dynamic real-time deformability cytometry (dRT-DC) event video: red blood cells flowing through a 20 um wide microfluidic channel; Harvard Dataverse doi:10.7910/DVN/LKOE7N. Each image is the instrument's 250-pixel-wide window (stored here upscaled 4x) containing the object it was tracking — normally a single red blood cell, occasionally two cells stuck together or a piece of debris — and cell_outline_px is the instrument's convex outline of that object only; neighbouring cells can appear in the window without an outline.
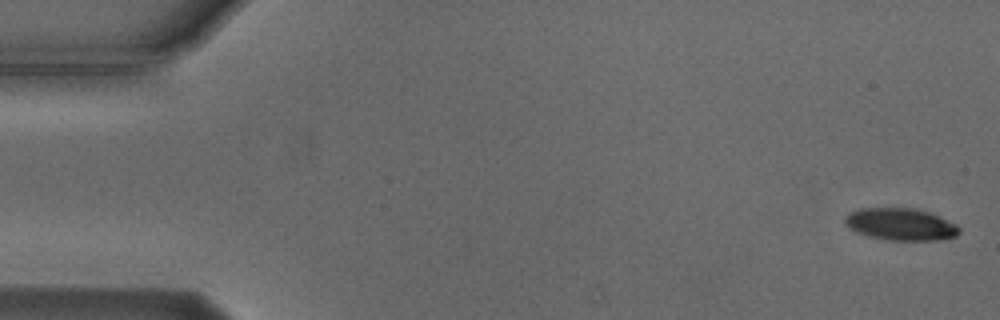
{"species": "Egyptian fruit bat (a non-hibernating species)", "species_latin": "Rousettus aegyptiacus", "temperature_condition": "cold", "stored_images_in_passage": 5, "camera_frame_rate_fps": 3000, "um_per_image_px": 0.085, "animal": {"sex": "male"}, "frame": {"image": 1, "passage_image": 1, "time_ms": 0.0, "image_size_px": [1000, 320], "cell_outline_px": [[960, 232], [956, 236], [936, 240], [888, 240], [868, 236], [856, 232], [844, 220], [852, 212], [860, 208], [916, 208], [940, 216], [956, 224], [960, 228]], "centroid_in_image_um": [76.61, 19.06], "position_along_channel_um": 8.4, "area_um2": 21.15}}